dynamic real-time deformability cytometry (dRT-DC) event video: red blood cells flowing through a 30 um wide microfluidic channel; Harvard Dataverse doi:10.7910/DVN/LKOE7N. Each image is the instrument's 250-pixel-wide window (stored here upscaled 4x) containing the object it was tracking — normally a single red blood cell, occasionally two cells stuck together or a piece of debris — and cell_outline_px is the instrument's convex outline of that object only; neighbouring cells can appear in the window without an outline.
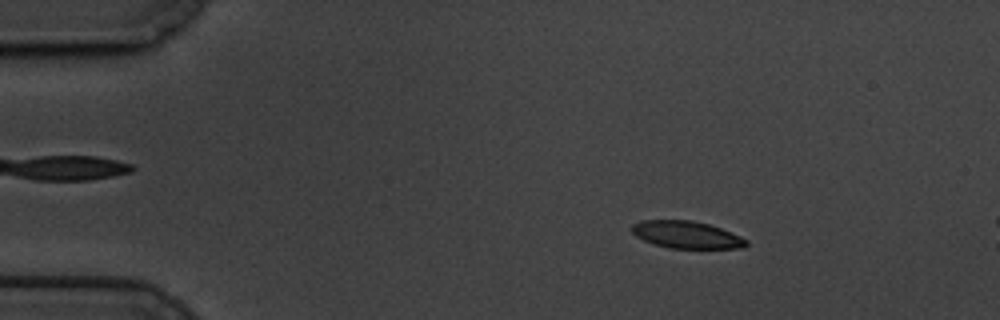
{"species": "common noctule bat (a hibernating species)", "species_latin": "Nyctalus noctula", "temperature_condition": "cold", "stored_images_in_passage": 18, "camera_frame_rate_fps": 3000, "um_per_image_px": 0.085, "animal": {"sex": "male", "body_mass_g": 19.5, "forearm_length_mm": 54.6}, "frame": {"image": 1, "passage_image": 9, "time_ms": 2.667, "image_size_px": [1000, 320], "cell_outline_px": [[748, 244], [744, 248], [668, 248], [652, 244], [636, 236], [632, 232], [632, 224], [640, 220], [692, 220], [708, 224], [720, 228], [740, 236], [748, 240]], "centroid_in_image_um": [58.34, 19.95], "position_along_channel_um": 26.7, "area_um2": 18.21}}